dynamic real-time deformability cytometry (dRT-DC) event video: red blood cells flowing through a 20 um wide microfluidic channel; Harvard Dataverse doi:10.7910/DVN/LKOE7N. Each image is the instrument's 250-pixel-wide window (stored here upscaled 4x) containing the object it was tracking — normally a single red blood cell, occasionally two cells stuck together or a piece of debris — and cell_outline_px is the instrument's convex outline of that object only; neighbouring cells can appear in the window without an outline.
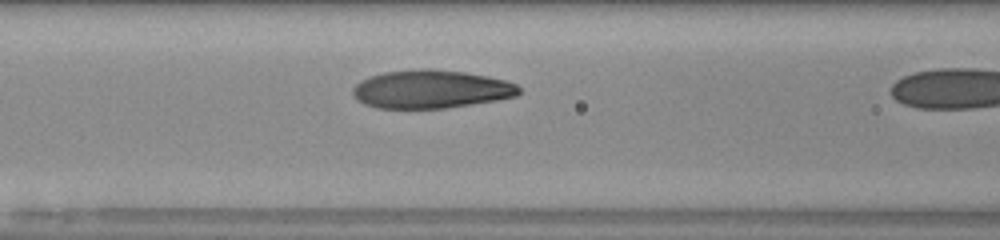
{"species": "human", "species_latin": "Homo sapiens", "temperature_condition": "room temperature", "stored_images_in_passage": 11, "camera_frame_rate_fps": 3000, "um_per_image_px": 0.085, "donor": {"sex": "male"}, "frame": {"image": 1, "passage_image": 10, "time_ms": 3.0, "image_size_px": [1000, 240], "cell_outline_px": [[520, 92], [516, 96], [496, 100], [444, 108], [376, 108], [364, 104], [352, 92], [352, 88], [360, 80], [368, 76], [384, 72], [424, 68], [432, 68], [464, 72], [488, 76], [508, 80], [516, 84], [520, 88]], "centroid_in_image_um": [36.64, 7.57], "position_along_channel_um": 130.0, "area_um2": 37.11}}